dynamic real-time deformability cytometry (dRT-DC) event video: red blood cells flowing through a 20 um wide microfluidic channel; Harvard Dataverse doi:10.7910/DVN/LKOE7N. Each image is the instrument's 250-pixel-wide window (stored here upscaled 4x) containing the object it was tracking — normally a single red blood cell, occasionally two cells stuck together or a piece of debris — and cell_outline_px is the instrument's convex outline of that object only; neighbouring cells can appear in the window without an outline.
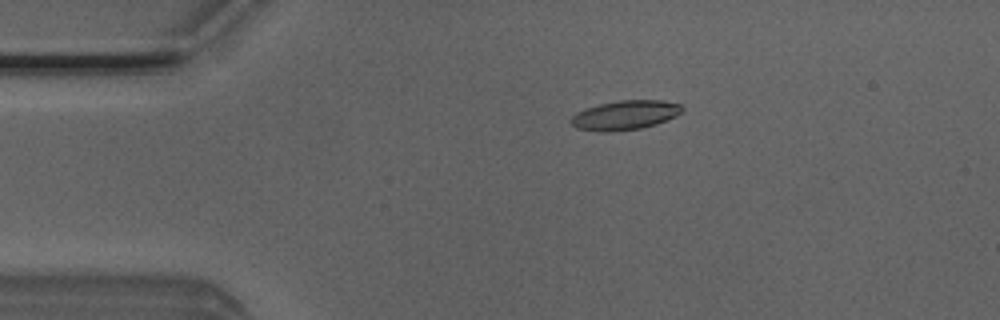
{"species": "Egyptian fruit bat (a non-hibernating species)", "species_latin": "Rousettus aegyptiacus", "temperature_condition": "room temperature", "stored_images_in_passage": 52, "camera_frame_rate_fps": 3000, "um_per_image_px": 0.085, "animal": {"sex": "male"}, "frame": {"image": 1, "passage_image": 10, "time_ms": 3.0, "image_size_px": [1000, 320], "cell_outline_px": [[684, 108], [676, 116], [656, 124], [640, 128], [604, 132], [576, 128], [568, 120], [576, 112], [600, 104], [620, 100], [664, 100], [680, 104]], "centroid_in_image_um": [53.12, 9.78], "position_along_channel_um": 31.9, "area_um2": 18.84}}
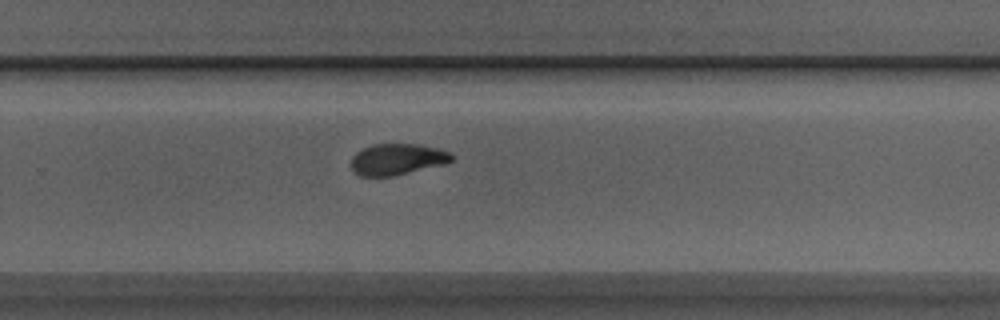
{"frame": {"image": 2, "passage_image": 33, "time_ms": 10.667, "image_size_px": [1000, 320], "cell_outline_px": [[452, 160], [444, 164], [392, 176], [360, 176], [352, 168], [352, 156], [356, 152], [372, 144], [416, 144], [436, 148], [452, 152]], "centroid_in_image_um": [33.76, 13.53], "position_along_channel_um": 296.0, "area_um2": 18.09}}
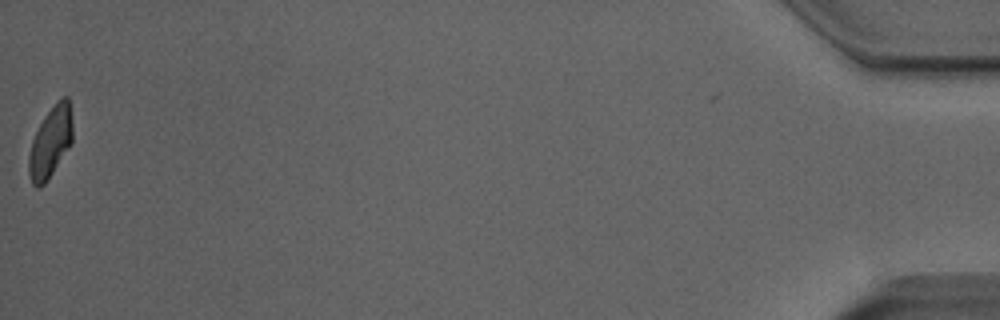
{"frame": {"image": 3, "passage_image": 51, "time_ms": 16.667, "image_size_px": [1000, 320], "cell_outline_px": [[72, 140], [68, 148], [48, 180], [40, 188], [36, 188], [32, 184], [28, 172], [28, 156], [32, 140], [44, 116], [56, 100], [60, 96], [68, 96], [72, 124]], "centroid_in_image_um": [4.27, 12.08], "position_along_channel_um": 430.9, "area_um2": 18.15}, "authors_computed_cell_mechanics": {"area_um2": 18.6694, "velocity_mm_per_s": 4.0154, "shape_relaxation_time_tau1_ms": 3.4922, "shape_relaxation_time_tau2_ms": 1.6604, "deformation_change_tau1": 0.1549, "deformation_change_tau2": 0.0762}}